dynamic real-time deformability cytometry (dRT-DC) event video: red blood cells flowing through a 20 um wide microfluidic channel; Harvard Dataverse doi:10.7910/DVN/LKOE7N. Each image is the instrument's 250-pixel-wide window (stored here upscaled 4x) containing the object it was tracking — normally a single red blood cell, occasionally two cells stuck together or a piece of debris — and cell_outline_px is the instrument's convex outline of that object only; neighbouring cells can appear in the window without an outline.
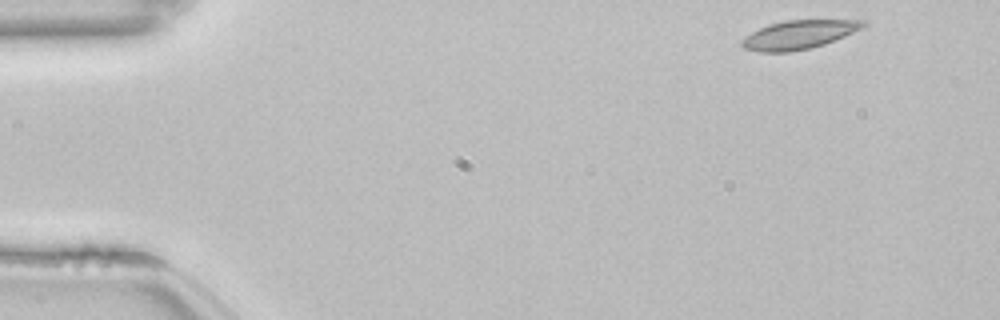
{"species": "common noctule bat (a hibernating species)", "species_latin": "Nyctalus noctula", "temperature_condition": "room temperature", "stored_images_in_passage": 50, "camera_frame_rate_fps": 3000, "um_per_image_px": 0.085, "animal": {"sex": "female", "body_mass_g": 22.7, "forearm_length_mm": 54.2}, "frame": {"image": 1, "passage_image": 1, "time_ms": 0.0, "image_size_px": [1000, 320], "cell_outline_px": [[868, 24], [844, 36], [824, 44], [808, 48], [788, 52], [760, 52], [744, 48], [740, 44], [740, 40], [752, 32], [768, 24], [784, 20], [868, 20]], "centroid_in_image_um": [67.87, 2.94], "position_along_channel_um": 17.1, "area_um2": 20.11}}
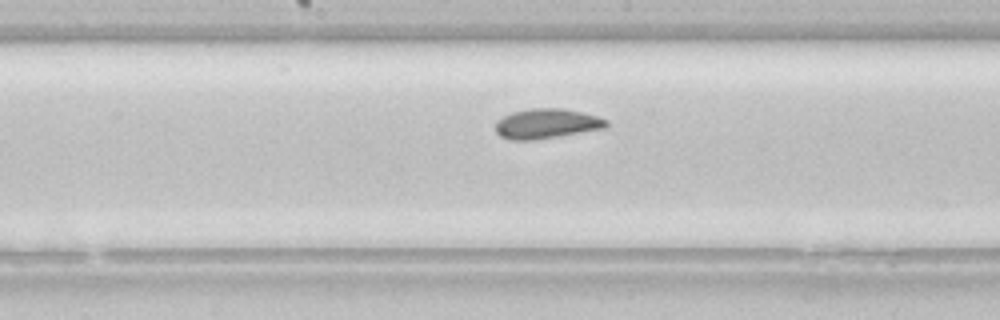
{"frame": {"image": 2, "passage_image": 24, "time_ms": 7.667, "image_size_px": [1000, 320], "cell_outline_px": [[608, 128], [536, 140], [508, 140], [500, 136], [496, 132], [496, 120], [512, 112], [532, 108], [560, 108], [580, 112], [596, 116], [608, 120]], "centroid_in_image_um": [46.46, 10.52], "position_along_channel_um": 201.7, "area_um2": 19.42}}
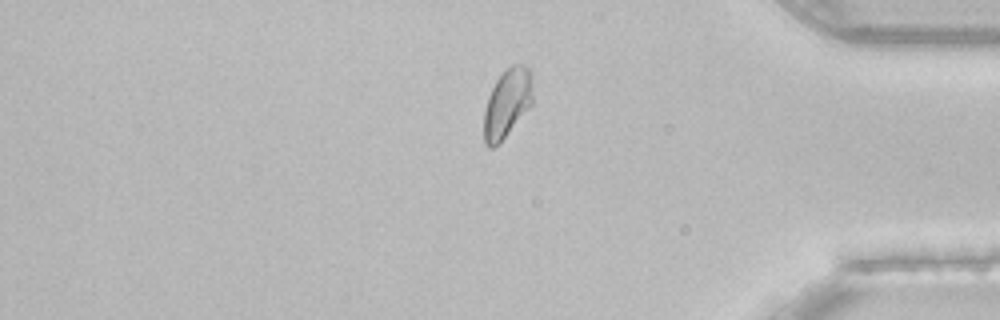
{"frame": {"image": 3, "passage_image": 41, "time_ms": 13.333, "image_size_px": [1000, 320], "cell_outline_px": [[532, 104], [504, 136], [492, 148], [488, 148], [484, 144], [484, 108], [488, 96], [496, 80], [512, 64], [524, 64], [528, 68], [532, 96]], "centroid_in_image_um": [43.06, 8.77], "position_along_channel_um": 392.1, "area_um2": 18.9}, "authors_computed_cell_mechanics": {"area_um2": 19.8254, "velocity_mm_per_s": 3.8105, "shape_relaxation_time_tau1_ms": 4.6098, "shape_relaxation_time_tau2_ms": 1.0187, "deformation_change_tau1": 0.089, "deformation_change_tau2": 0.056}}